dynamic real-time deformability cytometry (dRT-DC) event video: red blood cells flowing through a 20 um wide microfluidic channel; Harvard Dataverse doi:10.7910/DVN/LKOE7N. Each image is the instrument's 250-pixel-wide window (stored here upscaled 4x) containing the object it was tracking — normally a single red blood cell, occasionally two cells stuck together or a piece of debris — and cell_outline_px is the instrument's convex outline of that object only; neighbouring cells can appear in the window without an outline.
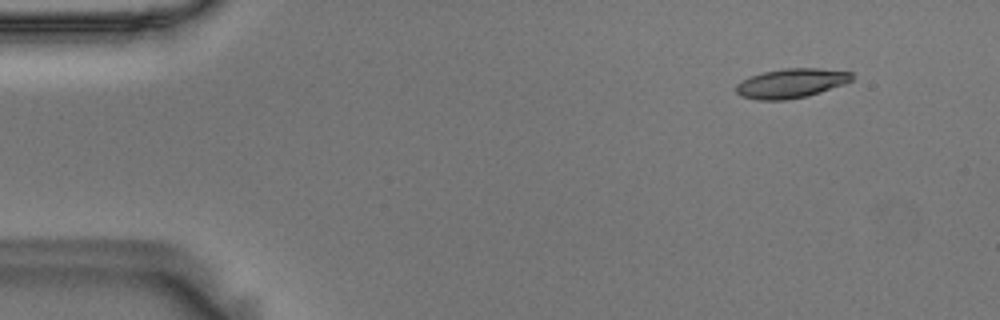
{"species": "Egyptian fruit bat (a non-hibernating species)", "species_latin": "Rousettus aegyptiacus", "temperature_condition": "room temperature", "stored_images_in_passage": 51, "camera_frame_rate_fps": 3000, "um_per_image_px": 0.085, "animal": {"sex": "male"}, "frame": {"image": 1, "passage_image": 1, "time_ms": 0.0, "image_size_px": [1000, 320], "cell_outline_px": [[852, 80], [844, 84], [808, 96], [784, 100], [756, 100], [740, 96], [736, 92], [736, 84], [748, 76], [764, 72], [784, 68], [820, 68], [852, 72]], "centroid_in_image_um": [67.22, 7.08], "position_along_channel_um": 17.8, "area_um2": 19.94}}
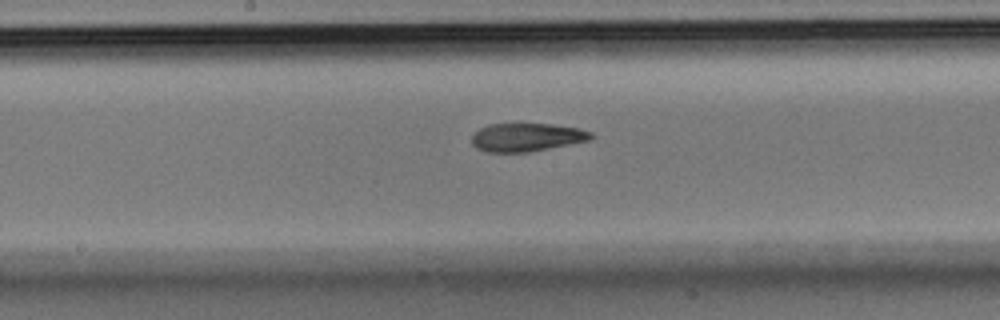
{"frame": {"image": 2, "passage_image": 24, "time_ms": 7.667, "image_size_px": [1000, 320], "cell_outline_px": [[592, 140], [528, 152], [484, 152], [476, 148], [472, 144], [472, 136], [480, 128], [488, 124], [552, 124], [580, 128], [592, 132]], "centroid_in_image_um": [44.77, 11.67], "position_along_channel_um": 203.4, "area_um2": 19.71}}
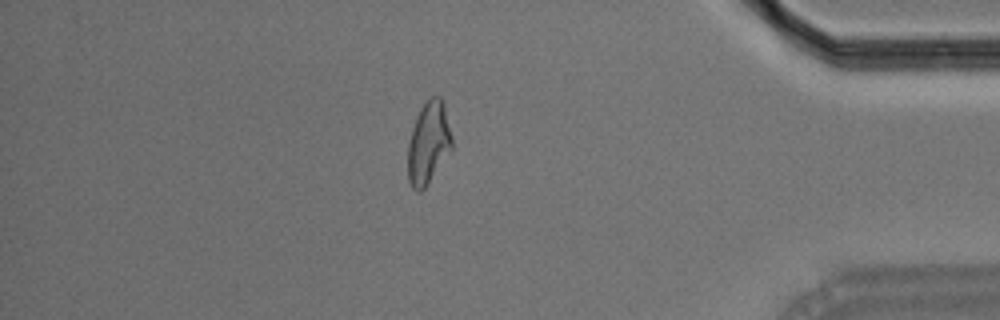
{"frame": {"image": 3, "passage_image": 43, "time_ms": 14.0, "image_size_px": [1000, 320], "cell_outline_px": [[452, 148], [424, 188], [420, 192], [416, 192], [412, 188], [408, 180], [408, 144], [412, 128], [420, 108], [432, 96], [440, 96], [444, 100], [452, 136]], "centroid_in_image_um": [36.42, 12.12], "position_along_channel_um": 398.8, "area_um2": 21.04}, "authors_computed_cell_mechanics": {"area_um2": 20.5768, "velocity_mm_per_s": 3.6458, "shape_relaxation_time_tau1_ms": null, "shape_relaxation_time_tau2_ms": 2.9115, "deformation_change_tau1": null, "deformation_change_tau2": 0.1031}}